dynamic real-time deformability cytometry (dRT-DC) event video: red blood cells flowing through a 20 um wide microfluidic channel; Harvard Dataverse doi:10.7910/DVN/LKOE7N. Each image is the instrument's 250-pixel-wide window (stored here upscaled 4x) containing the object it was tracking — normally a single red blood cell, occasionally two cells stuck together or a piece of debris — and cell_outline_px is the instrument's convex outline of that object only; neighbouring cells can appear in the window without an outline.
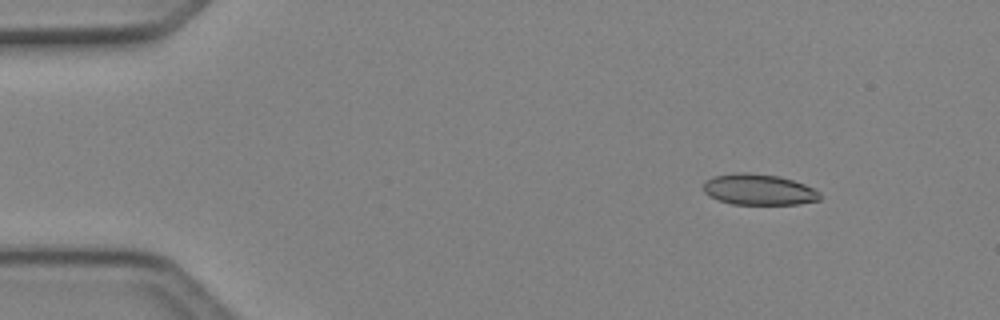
{"species": "Egyptian fruit bat (a non-hibernating species)", "species_latin": "Rousettus aegyptiacus", "temperature_condition": "cold", "stored_images_in_passage": 7, "camera_frame_rate_fps": 3000, "um_per_image_px": 0.085, "animal": {"sex": "female"}, "frame": {"image": 1, "passage_image": 2, "time_ms": 0.333, "image_size_px": [1000, 320], "cell_outline_px": [[820, 200], [800, 204], [732, 204], [708, 196], [704, 192], [704, 184], [712, 176], [736, 172], [748, 172], [780, 176], [804, 184], [820, 192]], "centroid_in_image_um": [64.49, 16.11], "position_along_channel_um": 20.5, "area_um2": 21.04}}
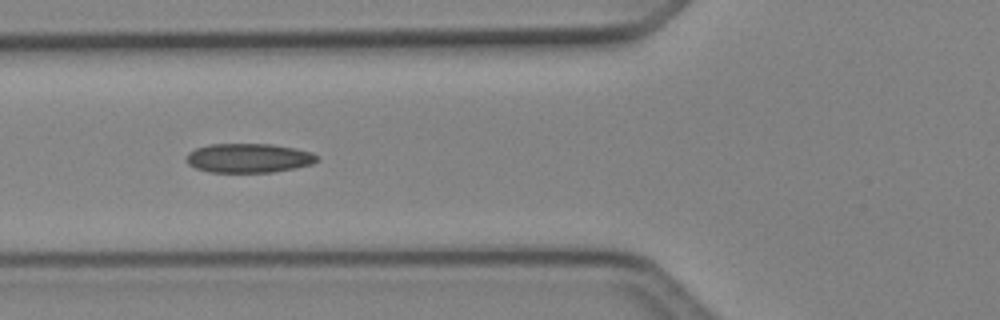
{"frame": {"image": 2, "passage_image": 5, "time_ms": 1.333, "image_size_px": [1000, 320], "cell_outline_px": [[316, 160], [312, 164], [296, 168], [272, 172], [208, 172], [196, 168], [188, 164], [184, 160], [188, 152], [196, 148], [208, 144], [272, 144], [296, 148], [312, 152], [316, 156]], "centroid_in_image_um": [21.09, 13.43], "position_along_channel_um": 104.7, "area_um2": 22.37}}
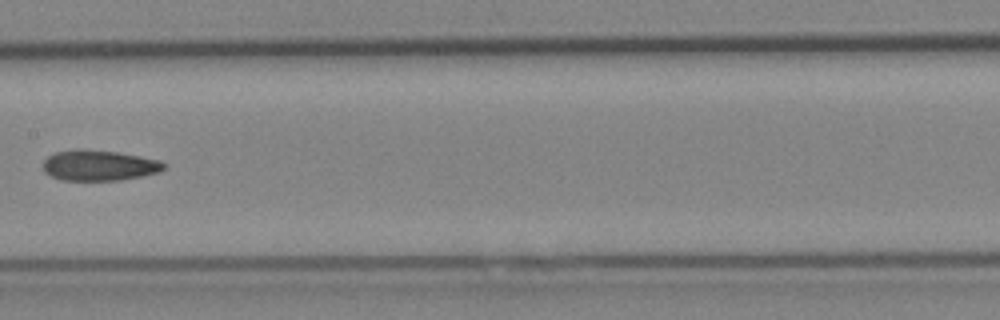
{"frame": {"image": 3, "passage_image": 7, "time_ms": 2.0, "image_size_px": [1000, 320], "cell_outline_px": [[168, 164], [160, 172], [120, 180], [60, 180], [44, 172], [44, 160], [48, 156], [56, 152], [76, 148], [116, 152], [140, 156], [160, 160]], "centroid_in_image_um": [8.43, 14.05], "position_along_channel_um": 199.0, "area_um2": 21.56}}